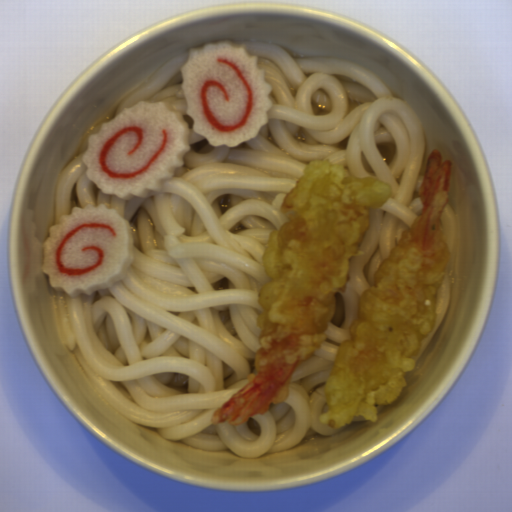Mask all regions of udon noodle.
Returning a JSON list of instances; mask_svg holds the SVG:
<instances>
[{"mask_svg":"<svg viewBox=\"0 0 512 512\" xmlns=\"http://www.w3.org/2000/svg\"><path fill=\"white\" fill-rule=\"evenodd\" d=\"M238 46L257 56L272 86L267 123L235 148L210 145L193 129L181 87L189 51L156 69L83 138L55 189L56 225L88 204H104L128 221L133 262L120 282L91 295L70 297L50 283L49 291L64 345L122 416L173 442L251 457L368 421L360 415L342 427L321 423L329 407L324 386L351 339L363 292L422 214L428 157L413 106L367 68L332 56L292 57L270 42ZM141 100H163L182 114L190 148L158 193L125 201L87 178L82 157L88 136ZM325 159L391 184L392 197L371 210L363 256L350 261L328 337L293 373L288 399L238 426L213 425L211 412L254 373L259 289L271 281L262 256L271 231L289 221L281 202L310 161Z\"/></svg>","mask_w":512,"mask_h":512,"instance_id":"d5520da0","label":"udon noodle"},{"mask_svg":"<svg viewBox=\"0 0 512 512\" xmlns=\"http://www.w3.org/2000/svg\"><path fill=\"white\" fill-rule=\"evenodd\" d=\"M450 294H451V285L449 281L448 274L445 273L443 281L441 285L436 290L435 296V322L430 333L422 340L418 352L415 358V362L419 359V357L423 354L427 346L430 344L432 339L434 338L436 332L438 331L449 307L450 303Z\"/></svg>","mask_w":512,"mask_h":512,"instance_id":"a0691cae","label":"udon noodle"},{"mask_svg":"<svg viewBox=\"0 0 512 512\" xmlns=\"http://www.w3.org/2000/svg\"><path fill=\"white\" fill-rule=\"evenodd\" d=\"M438 225H439L440 233L447 244L448 251L450 254L452 251L454 238H455L456 222H455V215H454L453 208L449 202L445 206V208L440 216Z\"/></svg>","mask_w":512,"mask_h":512,"instance_id":"8dc81ce9","label":"udon noodle"}]
</instances>
